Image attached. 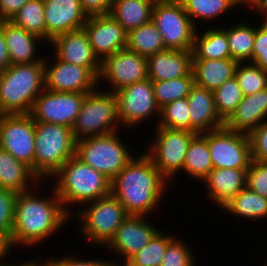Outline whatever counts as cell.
Wrapping results in <instances>:
<instances>
[{"label": "cell", "mask_w": 267, "mask_h": 266, "mask_svg": "<svg viewBox=\"0 0 267 266\" xmlns=\"http://www.w3.org/2000/svg\"><path fill=\"white\" fill-rule=\"evenodd\" d=\"M123 262L124 263L122 264V266H136V265L132 264L129 260H124ZM118 265H119L118 262L117 263H115L114 261L111 262V266H118ZM120 266H121V264H120Z\"/></svg>", "instance_id": "54"}, {"label": "cell", "mask_w": 267, "mask_h": 266, "mask_svg": "<svg viewBox=\"0 0 267 266\" xmlns=\"http://www.w3.org/2000/svg\"><path fill=\"white\" fill-rule=\"evenodd\" d=\"M213 169L248 170L252 161L249 134L222 126L207 132Z\"/></svg>", "instance_id": "11"}, {"label": "cell", "mask_w": 267, "mask_h": 266, "mask_svg": "<svg viewBox=\"0 0 267 266\" xmlns=\"http://www.w3.org/2000/svg\"><path fill=\"white\" fill-rule=\"evenodd\" d=\"M187 97L175 100L160 108V117L155 126L191 131Z\"/></svg>", "instance_id": "38"}, {"label": "cell", "mask_w": 267, "mask_h": 266, "mask_svg": "<svg viewBox=\"0 0 267 266\" xmlns=\"http://www.w3.org/2000/svg\"><path fill=\"white\" fill-rule=\"evenodd\" d=\"M113 0H80L83 12L90 16L105 15L110 13Z\"/></svg>", "instance_id": "47"}, {"label": "cell", "mask_w": 267, "mask_h": 266, "mask_svg": "<svg viewBox=\"0 0 267 266\" xmlns=\"http://www.w3.org/2000/svg\"><path fill=\"white\" fill-rule=\"evenodd\" d=\"M54 59L51 66L44 58L45 90L89 93L100 87L98 78L87 67Z\"/></svg>", "instance_id": "16"}, {"label": "cell", "mask_w": 267, "mask_h": 266, "mask_svg": "<svg viewBox=\"0 0 267 266\" xmlns=\"http://www.w3.org/2000/svg\"><path fill=\"white\" fill-rule=\"evenodd\" d=\"M0 148L34 172L35 121L30 114H0Z\"/></svg>", "instance_id": "12"}, {"label": "cell", "mask_w": 267, "mask_h": 266, "mask_svg": "<svg viewBox=\"0 0 267 266\" xmlns=\"http://www.w3.org/2000/svg\"><path fill=\"white\" fill-rule=\"evenodd\" d=\"M194 77L191 72L187 76L176 79L153 82L154 96L159 108L174 102L178 99L186 98L194 86Z\"/></svg>", "instance_id": "35"}, {"label": "cell", "mask_w": 267, "mask_h": 266, "mask_svg": "<svg viewBox=\"0 0 267 266\" xmlns=\"http://www.w3.org/2000/svg\"><path fill=\"white\" fill-rule=\"evenodd\" d=\"M267 120V87L244 96L224 126L236 132L250 134Z\"/></svg>", "instance_id": "23"}, {"label": "cell", "mask_w": 267, "mask_h": 266, "mask_svg": "<svg viewBox=\"0 0 267 266\" xmlns=\"http://www.w3.org/2000/svg\"><path fill=\"white\" fill-rule=\"evenodd\" d=\"M54 57L66 63L87 67L97 78L101 71V61L95 55L84 28L57 36L50 42Z\"/></svg>", "instance_id": "18"}, {"label": "cell", "mask_w": 267, "mask_h": 266, "mask_svg": "<svg viewBox=\"0 0 267 266\" xmlns=\"http://www.w3.org/2000/svg\"><path fill=\"white\" fill-rule=\"evenodd\" d=\"M118 133L77 140L75 156L112 181L134 157Z\"/></svg>", "instance_id": "8"}, {"label": "cell", "mask_w": 267, "mask_h": 266, "mask_svg": "<svg viewBox=\"0 0 267 266\" xmlns=\"http://www.w3.org/2000/svg\"><path fill=\"white\" fill-rule=\"evenodd\" d=\"M7 266H48L47 265V260H45V262L41 263V260L40 262L38 260L36 261H31V262H25V263H21V264H14V265H7Z\"/></svg>", "instance_id": "52"}, {"label": "cell", "mask_w": 267, "mask_h": 266, "mask_svg": "<svg viewBox=\"0 0 267 266\" xmlns=\"http://www.w3.org/2000/svg\"><path fill=\"white\" fill-rule=\"evenodd\" d=\"M2 73H3V70H0V81H1Z\"/></svg>", "instance_id": "56"}, {"label": "cell", "mask_w": 267, "mask_h": 266, "mask_svg": "<svg viewBox=\"0 0 267 266\" xmlns=\"http://www.w3.org/2000/svg\"><path fill=\"white\" fill-rule=\"evenodd\" d=\"M249 8H255L257 12L261 13L265 19L267 17V0H254L253 4Z\"/></svg>", "instance_id": "51"}, {"label": "cell", "mask_w": 267, "mask_h": 266, "mask_svg": "<svg viewBox=\"0 0 267 266\" xmlns=\"http://www.w3.org/2000/svg\"><path fill=\"white\" fill-rule=\"evenodd\" d=\"M118 102V113L123 128L138 126L153 114L160 117V108L157 105L153 82L147 78L143 81L125 86L114 92ZM152 115V116H151Z\"/></svg>", "instance_id": "14"}, {"label": "cell", "mask_w": 267, "mask_h": 266, "mask_svg": "<svg viewBox=\"0 0 267 266\" xmlns=\"http://www.w3.org/2000/svg\"><path fill=\"white\" fill-rule=\"evenodd\" d=\"M87 93L43 90L35 99L30 115L35 122L72 128Z\"/></svg>", "instance_id": "13"}, {"label": "cell", "mask_w": 267, "mask_h": 266, "mask_svg": "<svg viewBox=\"0 0 267 266\" xmlns=\"http://www.w3.org/2000/svg\"><path fill=\"white\" fill-rule=\"evenodd\" d=\"M126 48L145 57L166 49L162 35L153 21L129 31Z\"/></svg>", "instance_id": "32"}, {"label": "cell", "mask_w": 267, "mask_h": 266, "mask_svg": "<svg viewBox=\"0 0 267 266\" xmlns=\"http://www.w3.org/2000/svg\"><path fill=\"white\" fill-rule=\"evenodd\" d=\"M174 237L171 234L159 231L148 244L128 260L136 266H160L167 245Z\"/></svg>", "instance_id": "39"}, {"label": "cell", "mask_w": 267, "mask_h": 266, "mask_svg": "<svg viewBox=\"0 0 267 266\" xmlns=\"http://www.w3.org/2000/svg\"><path fill=\"white\" fill-rule=\"evenodd\" d=\"M192 51L165 49L147 57L148 78L152 82L187 76L192 72Z\"/></svg>", "instance_id": "21"}, {"label": "cell", "mask_w": 267, "mask_h": 266, "mask_svg": "<svg viewBox=\"0 0 267 266\" xmlns=\"http://www.w3.org/2000/svg\"><path fill=\"white\" fill-rule=\"evenodd\" d=\"M156 0H113L110 15L129 31L152 21V11Z\"/></svg>", "instance_id": "28"}, {"label": "cell", "mask_w": 267, "mask_h": 266, "mask_svg": "<svg viewBox=\"0 0 267 266\" xmlns=\"http://www.w3.org/2000/svg\"><path fill=\"white\" fill-rule=\"evenodd\" d=\"M14 25L46 40L43 0H30L10 20Z\"/></svg>", "instance_id": "34"}, {"label": "cell", "mask_w": 267, "mask_h": 266, "mask_svg": "<svg viewBox=\"0 0 267 266\" xmlns=\"http://www.w3.org/2000/svg\"><path fill=\"white\" fill-rule=\"evenodd\" d=\"M252 159L267 162V120L249 134Z\"/></svg>", "instance_id": "45"}, {"label": "cell", "mask_w": 267, "mask_h": 266, "mask_svg": "<svg viewBox=\"0 0 267 266\" xmlns=\"http://www.w3.org/2000/svg\"><path fill=\"white\" fill-rule=\"evenodd\" d=\"M31 190L18 193L10 237L12 247H34L57 233L70 220L54 187L53 195L49 197L36 196Z\"/></svg>", "instance_id": "2"}, {"label": "cell", "mask_w": 267, "mask_h": 266, "mask_svg": "<svg viewBox=\"0 0 267 266\" xmlns=\"http://www.w3.org/2000/svg\"><path fill=\"white\" fill-rule=\"evenodd\" d=\"M44 79V62L10 64L0 81V114H29Z\"/></svg>", "instance_id": "4"}, {"label": "cell", "mask_w": 267, "mask_h": 266, "mask_svg": "<svg viewBox=\"0 0 267 266\" xmlns=\"http://www.w3.org/2000/svg\"><path fill=\"white\" fill-rule=\"evenodd\" d=\"M237 64L232 58L192 59L194 84L214 91L235 76Z\"/></svg>", "instance_id": "26"}, {"label": "cell", "mask_w": 267, "mask_h": 266, "mask_svg": "<svg viewBox=\"0 0 267 266\" xmlns=\"http://www.w3.org/2000/svg\"><path fill=\"white\" fill-rule=\"evenodd\" d=\"M213 93L217 114L225 122L244 97L242 90L234 76L216 88Z\"/></svg>", "instance_id": "37"}, {"label": "cell", "mask_w": 267, "mask_h": 266, "mask_svg": "<svg viewBox=\"0 0 267 266\" xmlns=\"http://www.w3.org/2000/svg\"><path fill=\"white\" fill-rule=\"evenodd\" d=\"M83 28L101 62L127 46V32L110 14L88 17Z\"/></svg>", "instance_id": "17"}, {"label": "cell", "mask_w": 267, "mask_h": 266, "mask_svg": "<svg viewBox=\"0 0 267 266\" xmlns=\"http://www.w3.org/2000/svg\"><path fill=\"white\" fill-rule=\"evenodd\" d=\"M152 21L166 49L192 51L198 26L193 24L180 0H156Z\"/></svg>", "instance_id": "9"}, {"label": "cell", "mask_w": 267, "mask_h": 266, "mask_svg": "<svg viewBox=\"0 0 267 266\" xmlns=\"http://www.w3.org/2000/svg\"><path fill=\"white\" fill-rule=\"evenodd\" d=\"M246 186L260 196L267 198V162L252 159L247 170Z\"/></svg>", "instance_id": "43"}, {"label": "cell", "mask_w": 267, "mask_h": 266, "mask_svg": "<svg viewBox=\"0 0 267 266\" xmlns=\"http://www.w3.org/2000/svg\"><path fill=\"white\" fill-rule=\"evenodd\" d=\"M53 177L57 180L54 189L70 217V204L83 206L111 194V180L76 156L67 160Z\"/></svg>", "instance_id": "3"}, {"label": "cell", "mask_w": 267, "mask_h": 266, "mask_svg": "<svg viewBox=\"0 0 267 266\" xmlns=\"http://www.w3.org/2000/svg\"><path fill=\"white\" fill-rule=\"evenodd\" d=\"M202 182L207 186L208 199L222 208L246 187L247 170L213 169Z\"/></svg>", "instance_id": "24"}, {"label": "cell", "mask_w": 267, "mask_h": 266, "mask_svg": "<svg viewBox=\"0 0 267 266\" xmlns=\"http://www.w3.org/2000/svg\"><path fill=\"white\" fill-rule=\"evenodd\" d=\"M235 78L244 96L267 87V70L252 62L248 64L239 62L236 66Z\"/></svg>", "instance_id": "40"}, {"label": "cell", "mask_w": 267, "mask_h": 266, "mask_svg": "<svg viewBox=\"0 0 267 266\" xmlns=\"http://www.w3.org/2000/svg\"><path fill=\"white\" fill-rule=\"evenodd\" d=\"M30 0H0V21H10Z\"/></svg>", "instance_id": "48"}, {"label": "cell", "mask_w": 267, "mask_h": 266, "mask_svg": "<svg viewBox=\"0 0 267 266\" xmlns=\"http://www.w3.org/2000/svg\"><path fill=\"white\" fill-rule=\"evenodd\" d=\"M192 53L193 59L231 58L226 28L216 26L215 28H208L201 34L197 30Z\"/></svg>", "instance_id": "29"}, {"label": "cell", "mask_w": 267, "mask_h": 266, "mask_svg": "<svg viewBox=\"0 0 267 266\" xmlns=\"http://www.w3.org/2000/svg\"><path fill=\"white\" fill-rule=\"evenodd\" d=\"M191 248L174 237L167 245L160 266H196L195 256Z\"/></svg>", "instance_id": "41"}, {"label": "cell", "mask_w": 267, "mask_h": 266, "mask_svg": "<svg viewBox=\"0 0 267 266\" xmlns=\"http://www.w3.org/2000/svg\"><path fill=\"white\" fill-rule=\"evenodd\" d=\"M155 140L144 152L158 171L170 182L174 176L183 173V166L188 145L196 133L157 126Z\"/></svg>", "instance_id": "10"}, {"label": "cell", "mask_w": 267, "mask_h": 266, "mask_svg": "<svg viewBox=\"0 0 267 266\" xmlns=\"http://www.w3.org/2000/svg\"><path fill=\"white\" fill-rule=\"evenodd\" d=\"M47 260V265L48 266H111V262L112 260L110 261H107V260H102V258L100 260H82L81 258L80 259H77V257H62L60 258L57 257V258H54V256L51 258L49 257V259H46ZM102 260V261H101Z\"/></svg>", "instance_id": "46"}, {"label": "cell", "mask_w": 267, "mask_h": 266, "mask_svg": "<svg viewBox=\"0 0 267 266\" xmlns=\"http://www.w3.org/2000/svg\"><path fill=\"white\" fill-rule=\"evenodd\" d=\"M9 65V55L4 37V21H0V70H5Z\"/></svg>", "instance_id": "49"}, {"label": "cell", "mask_w": 267, "mask_h": 266, "mask_svg": "<svg viewBox=\"0 0 267 266\" xmlns=\"http://www.w3.org/2000/svg\"><path fill=\"white\" fill-rule=\"evenodd\" d=\"M240 219L265 220L267 218V198L260 196L247 186L234 196L222 210Z\"/></svg>", "instance_id": "31"}, {"label": "cell", "mask_w": 267, "mask_h": 266, "mask_svg": "<svg viewBox=\"0 0 267 266\" xmlns=\"http://www.w3.org/2000/svg\"><path fill=\"white\" fill-rule=\"evenodd\" d=\"M256 26L251 62L267 70V25L261 22Z\"/></svg>", "instance_id": "44"}, {"label": "cell", "mask_w": 267, "mask_h": 266, "mask_svg": "<svg viewBox=\"0 0 267 266\" xmlns=\"http://www.w3.org/2000/svg\"><path fill=\"white\" fill-rule=\"evenodd\" d=\"M236 22L227 27L228 46L231 58L239 62H250L253 52L256 27L245 22Z\"/></svg>", "instance_id": "33"}, {"label": "cell", "mask_w": 267, "mask_h": 266, "mask_svg": "<svg viewBox=\"0 0 267 266\" xmlns=\"http://www.w3.org/2000/svg\"><path fill=\"white\" fill-rule=\"evenodd\" d=\"M236 6H242V4H243V6L245 5H248V7H250L252 4H253V2H254V0H231Z\"/></svg>", "instance_id": "53"}, {"label": "cell", "mask_w": 267, "mask_h": 266, "mask_svg": "<svg viewBox=\"0 0 267 266\" xmlns=\"http://www.w3.org/2000/svg\"><path fill=\"white\" fill-rule=\"evenodd\" d=\"M147 78V57L125 48L106 57L101 62L98 84H101L102 81L107 82L111 89L106 91L115 92Z\"/></svg>", "instance_id": "15"}, {"label": "cell", "mask_w": 267, "mask_h": 266, "mask_svg": "<svg viewBox=\"0 0 267 266\" xmlns=\"http://www.w3.org/2000/svg\"><path fill=\"white\" fill-rule=\"evenodd\" d=\"M120 125L115 93L96 88L87 93L72 126V134L77 141L117 132Z\"/></svg>", "instance_id": "6"}, {"label": "cell", "mask_w": 267, "mask_h": 266, "mask_svg": "<svg viewBox=\"0 0 267 266\" xmlns=\"http://www.w3.org/2000/svg\"><path fill=\"white\" fill-rule=\"evenodd\" d=\"M12 246L10 243V238L0 230V261L2 262L4 258L8 257ZM9 253V254H8Z\"/></svg>", "instance_id": "50"}, {"label": "cell", "mask_w": 267, "mask_h": 266, "mask_svg": "<svg viewBox=\"0 0 267 266\" xmlns=\"http://www.w3.org/2000/svg\"><path fill=\"white\" fill-rule=\"evenodd\" d=\"M193 24L197 21H216L221 14L226 13L236 5L231 0H180ZM197 20V21H196Z\"/></svg>", "instance_id": "36"}, {"label": "cell", "mask_w": 267, "mask_h": 266, "mask_svg": "<svg viewBox=\"0 0 267 266\" xmlns=\"http://www.w3.org/2000/svg\"><path fill=\"white\" fill-rule=\"evenodd\" d=\"M80 209L76 215L81 220L80 235L100 248L110 242L120 225L130 216L112 194L86 203Z\"/></svg>", "instance_id": "7"}, {"label": "cell", "mask_w": 267, "mask_h": 266, "mask_svg": "<svg viewBox=\"0 0 267 266\" xmlns=\"http://www.w3.org/2000/svg\"><path fill=\"white\" fill-rule=\"evenodd\" d=\"M262 22L267 25V17L264 20H262Z\"/></svg>", "instance_id": "55"}, {"label": "cell", "mask_w": 267, "mask_h": 266, "mask_svg": "<svg viewBox=\"0 0 267 266\" xmlns=\"http://www.w3.org/2000/svg\"><path fill=\"white\" fill-rule=\"evenodd\" d=\"M145 217L147 216L130 215L105 247H109L113 253L116 252L115 255L121 256L122 260H128L148 244L160 230L150 224Z\"/></svg>", "instance_id": "19"}, {"label": "cell", "mask_w": 267, "mask_h": 266, "mask_svg": "<svg viewBox=\"0 0 267 266\" xmlns=\"http://www.w3.org/2000/svg\"><path fill=\"white\" fill-rule=\"evenodd\" d=\"M213 170L207 144V132L196 134L190 141L185 155L183 172L200 183Z\"/></svg>", "instance_id": "30"}, {"label": "cell", "mask_w": 267, "mask_h": 266, "mask_svg": "<svg viewBox=\"0 0 267 266\" xmlns=\"http://www.w3.org/2000/svg\"><path fill=\"white\" fill-rule=\"evenodd\" d=\"M168 182L143 152L112 179L111 194L129 215L148 216L160 206Z\"/></svg>", "instance_id": "1"}, {"label": "cell", "mask_w": 267, "mask_h": 266, "mask_svg": "<svg viewBox=\"0 0 267 266\" xmlns=\"http://www.w3.org/2000/svg\"><path fill=\"white\" fill-rule=\"evenodd\" d=\"M76 140L72 128L35 122L34 173L43 180L52 176L75 156Z\"/></svg>", "instance_id": "5"}, {"label": "cell", "mask_w": 267, "mask_h": 266, "mask_svg": "<svg viewBox=\"0 0 267 266\" xmlns=\"http://www.w3.org/2000/svg\"><path fill=\"white\" fill-rule=\"evenodd\" d=\"M0 266H7V264H3L2 262H0Z\"/></svg>", "instance_id": "57"}, {"label": "cell", "mask_w": 267, "mask_h": 266, "mask_svg": "<svg viewBox=\"0 0 267 266\" xmlns=\"http://www.w3.org/2000/svg\"><path fill=\"white\" fill-rule=\"evenodd\" d=\"M46 22V43L57 36L81 29L87 21L80 0H43Z\"/></svg>", "instance_id": "20"}, {"label": "cell", "mask_w": 267, "mask_h": 266, "mask_svg": "<svg viewBox=\"0 0 267 266\" xmlns=\"http://www.w3.org/2000/svg\"><path fill=\"white\" fill-rule=\"evenodd\" d=\"M18 194L0 187V230L11 237Z\"/></svg>", "instance_id": "42"}, {"label": "cell", "mask_w": 267, "mask_h": 266, "mask_svg": "<svg viewBox=\"0 0 267 266\" xmlns=\"http://www.w3.org/2000/svg\"><path fill=\"white\" fill-rule=\"evenodd\" d=\"M35 182L40 183V179L31 167L0 148V187L18 194L32 189Z\"/></svg>", "instance_id": "27"}, {"label": "cell", "mask_w": 267, "mask_h": 266, "mask_svg": "<svg viewBox=\"0 0 267 266\" xmlns=\"http://www.w3.org/2000/svg\"><path fill=\"white\" fill-rule=\"evenodd\" d=\"M187 101L191 132L199 134L224 126V121L216 111L213 91L194 85L187 96Z\"/></svg>", "instance_id": "22"}, {"label": "cell", "mask_w": 267, "mask_h": 266, "mask_svg": "<svg viewBox=\"0 0 267 266\" xmlns=\"http://www.w3.org/2000/svg\"><path fill=\"white\" fill-rule=\"evenodd\" d=\"M4 37L10 64L44 62V58H39L36 54V44L42 40L40 37L14 25L11 21H4Z\"/></svg>", "instance_id": "25"}]
</instances>
